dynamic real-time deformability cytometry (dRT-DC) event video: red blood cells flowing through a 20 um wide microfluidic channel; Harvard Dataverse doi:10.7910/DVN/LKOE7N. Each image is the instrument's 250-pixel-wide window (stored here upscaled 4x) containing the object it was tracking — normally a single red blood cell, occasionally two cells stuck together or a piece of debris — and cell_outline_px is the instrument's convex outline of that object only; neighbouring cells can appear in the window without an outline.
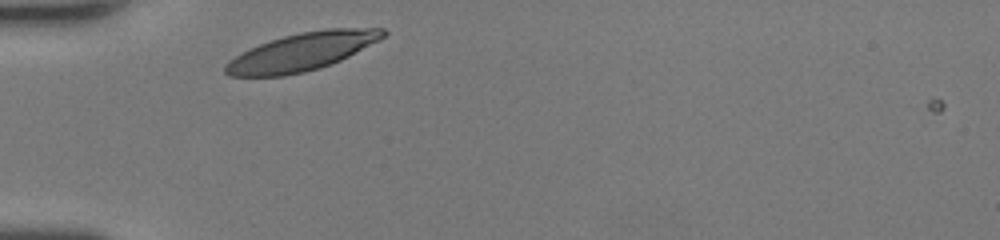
{"species": "human", "species_latin": "Homo sapiens", "temperature_condition": "room temperature", "stored_images_in_passage": 25, "camera_frame_rate_fps": 3000, "um_per_image_px": 0.085, "donor": {"sex": "female"}, "frame": {"image": 1, "passage_image": 1, "time_ms": 0.0, "image_size_px": [1000, 240], "cell_outline_px": [[388, 32], [380, 40], [332, 64], [320, 68], [304, 72], [284, 76], [228, 76], [224, 72], [224, 64], [228, 60], [260, 44], [284, 36], [300, 32], [328, 28], [384, 28]], "centroid_in_image_um": [25.68, 4.4], "position_along_channel_um": 59.3, "area_um2": 34.56}}
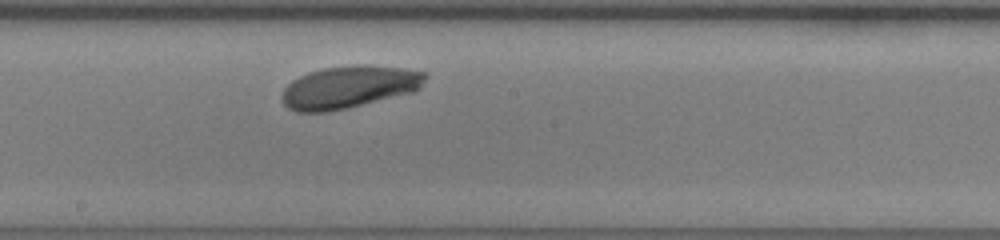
{"frame": {"image": 2, "passage_image": 13, "time_ms": 4.0, "image_size_px": [1000, 240], "cell_outline_px": [[428, 76], [420, 88], [412, 92], [328, 112], [296, 112], [288, 108], [280, 100], [280, 96], [284, 88], [292, 80], [308, 72], [320, 68], [352, 64], [368, 64], [404, 68], [428, 72]], "centroid_in_image_um": [29.65, 7.37], "position_along_channel_um": 218.6, "area_um2": 35.78}}
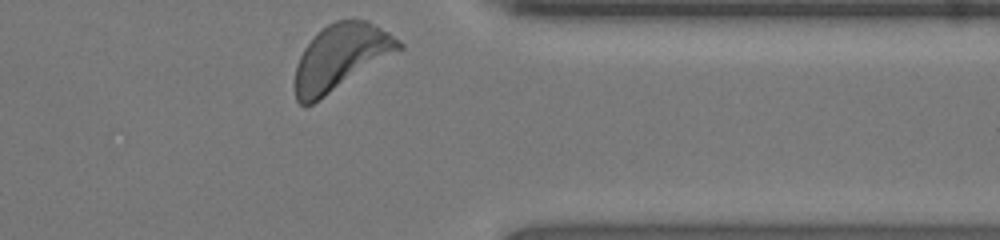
{"frame": {"image": 3, "passage_image": 25, "time_ms": 8.0, "image_size_px": [1000, 240], "cell_outline_px": [[404, 48], [312, 104], [300, 104], [296, 100], [296, 64], [304, 48], [328, 24], [336, 20], [352, 16], [368, 20], [388, 32], [400, 40], [404, 44]], "centroid_in_image_um": [29.01, 4.81], "position_along_channel_um": 382.4, "area_um2": 39.48}, "authors_computed_cell_mechanics": {"area_um2": 35.6048, "velocity_mm_per_s": 4.2199, "shape_relaxation_time_tau1_ms": 1.7644, "shape_relaxation_time_tau2_ms": null, "deformation_change_tau1": 0.1123, "deformation_change_tau2": null}}